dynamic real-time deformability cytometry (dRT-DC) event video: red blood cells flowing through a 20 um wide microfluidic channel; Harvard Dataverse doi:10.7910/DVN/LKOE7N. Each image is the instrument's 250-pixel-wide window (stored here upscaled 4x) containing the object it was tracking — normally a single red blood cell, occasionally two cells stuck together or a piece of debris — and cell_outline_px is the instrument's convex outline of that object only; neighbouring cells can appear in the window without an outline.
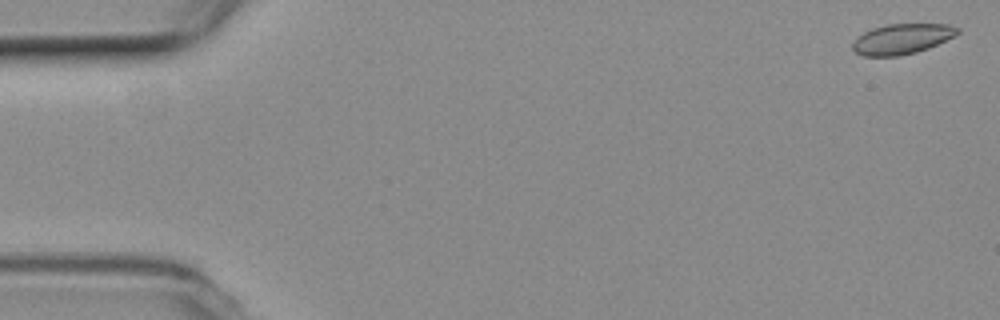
{"species": "common noctule bat (a hibernating species)", "species_latin": "Nyctalus noctula", "temperature_condition": "room temperature", "stored_images_in_passage": 56, "camera_frame_rate_fps": 3000, "um_per_image_px": 0.085, "animal": {"sex": "female", "body_mass_g": 19.3, "forearm_length_mm": 54.1}, "frame": {"image": 1, "passage_image": 2, "time_ms": 0.333, "image_size_px": [1000, 320], "cell_outline_px": [[960, 32], [928, 48], [916, 52], [896, 56], [864, 56], [856, 52], [852, 48], [852, 44], [864, 32], [872, 28], [888, 24], [948, 24], [960, 28]], "centroid_in_image_um": [76.66, 3.3], "position_along_channel_um": 8.3, "area_um2": 18.21}}
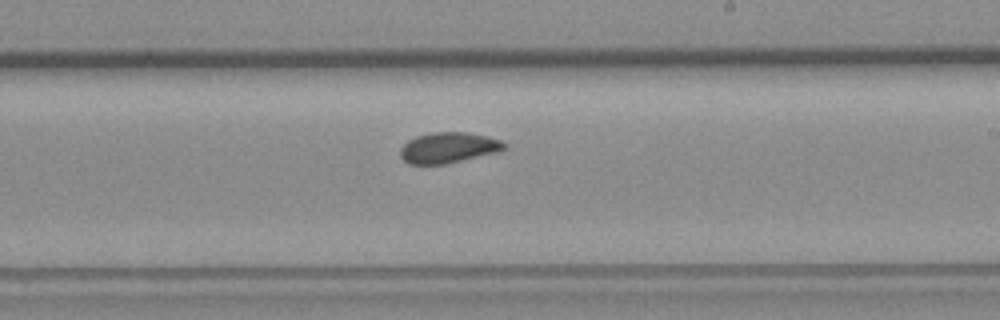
{"frame": {"image": 2, "passage_image": 33, "time_ms": 10.667, "image_size_px": [1000, 320], "cell_outline_px": [[508, 144], [504, 148], [496, 152], [444, 164], [408, 164], [400, 156], [400, 148], [408, 140], [416, 136], [432, 132], [468, 132], [500, 140]], "centroid_in_image_um": [38.07, 12.54], "position_along_channel_um": 250.9, "area_um2": 18.38}}
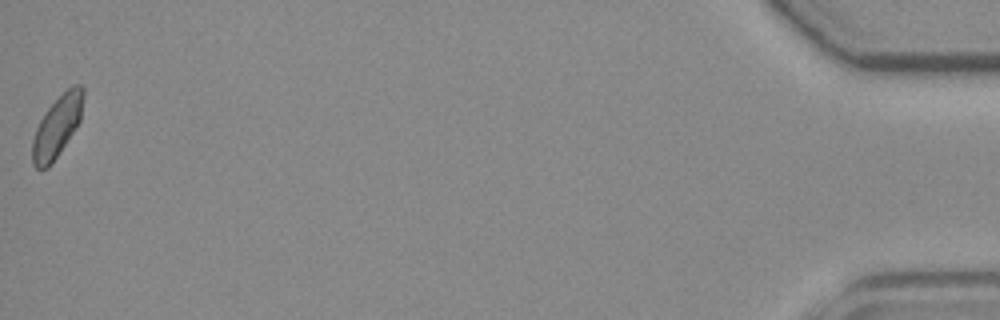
{"frame": {"image": 3, "passage_image": 56, "time_ms": 18.333, "image_size_px": [1000, 320], "cell_outline_px": [[84, 96], [80, 120], [52, 164], [48, 168], [36, 168], [32, 164], [32, 140], [36, 128], [40, 120], [48, 108], [72, 84], [80, 84], [84, 88]], "centroid_in_image_um": [4.85, 10.75], "position_along_channel_um": 430.4, "area_um2": 17.98}, "authors_computed_cell_mechanics": {"area_um2": 18.6405, "velocity_mm_per_s": 3.7074, "shape_relaxation_time_tau1_ms": 10.1454, "shape_relaxation_time_tau2_ms": 2.1044, "deformation_change_tau1": 0.1083, "deformation_change_tau2": 0.0435}}